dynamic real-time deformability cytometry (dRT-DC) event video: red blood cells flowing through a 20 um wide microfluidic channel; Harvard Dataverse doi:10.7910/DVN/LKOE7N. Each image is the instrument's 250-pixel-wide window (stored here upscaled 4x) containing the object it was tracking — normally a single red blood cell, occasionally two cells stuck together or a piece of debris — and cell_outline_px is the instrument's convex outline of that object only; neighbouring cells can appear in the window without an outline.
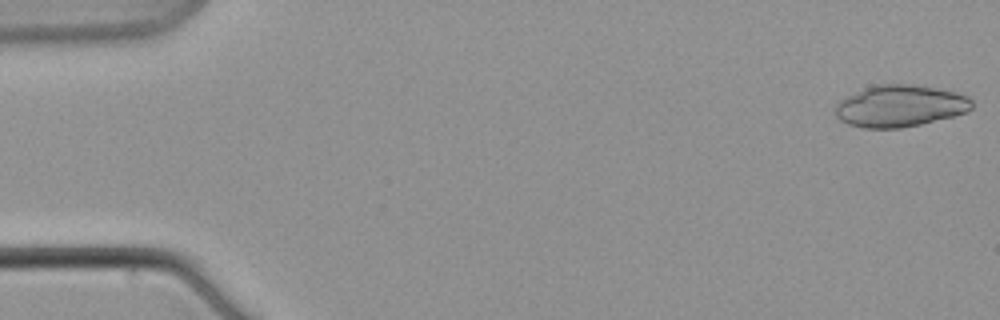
{"species": "common noctule bat (a hibernating species)", "species_latin": "Nyctalus noctula", "temperature_condition": "warm", "stored_images_in_passage": 6, "camera_frame_rate_fps": 3000, "um_per_image_px": 0.085, "animal": {"sex": "male", "body_mass_g": 21.5, "forearm_length_mm": 52.0}, "frame": {"image": 1, "passage_image": 1, "time_ms": 0.0, "image_size_px": [1000, 320], "cell_outline_px": [[972, 108], [968, 112], [920, 124], [900, 128], [864, 128], [848, 124], [840, 120], [836, 116], [836, 104], [840, 100], [872, 84], [912, 84], [936, 88], [956, 92], [968, 96], [972, 100]], "centroid_in_image_um": [76.51, 9.0], "position_along_channel_um": 8.5, "area_um2": 33.23}}